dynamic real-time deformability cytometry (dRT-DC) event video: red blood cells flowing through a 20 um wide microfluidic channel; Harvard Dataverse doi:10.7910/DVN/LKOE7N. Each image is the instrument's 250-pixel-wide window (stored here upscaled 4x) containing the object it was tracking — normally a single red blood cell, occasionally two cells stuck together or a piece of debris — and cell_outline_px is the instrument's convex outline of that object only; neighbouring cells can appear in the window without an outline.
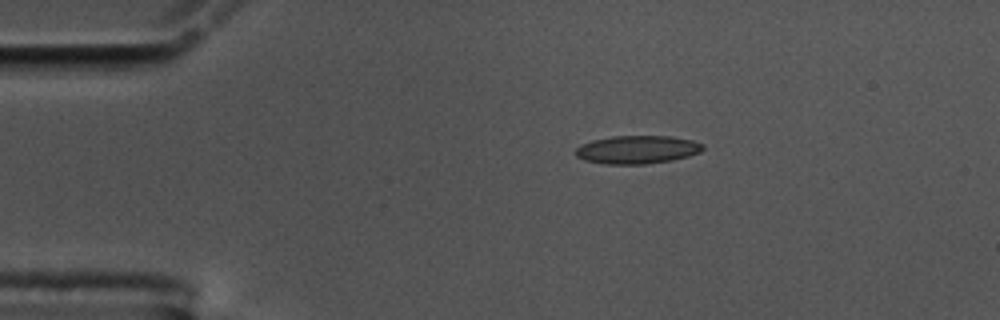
{"species": "common noctule bat (a hibernating species)", "species_latin": "Nyctalus noctula", "temperature_condition": "cold", "stored_images_in_passage": 46, "camera_frame_rate_fps": 3000, "um_per_image_px": 0.085, "animal": {"sex": "male", "body_mass_g": 17.5, "forearm_length_mm": 52.3}, "frame": {"image": 1, "passage_image": 1, "time_ms": 0.0, "image_size_px": [1000, 320], "cell_outline_px": [[704, 148], [700, 152], [688, 156], [672, 160], [644, 164], [604, 164], [584, 160], [576, 156], [576, 148], [580, 144], [592, 140], [612, 136], [672, 136], [692, 140], [704, 144]], "centroid_in_image_um": [54.16, 12.71], "position_along_channel_um": 30.8, "area_um2": 20.98}}
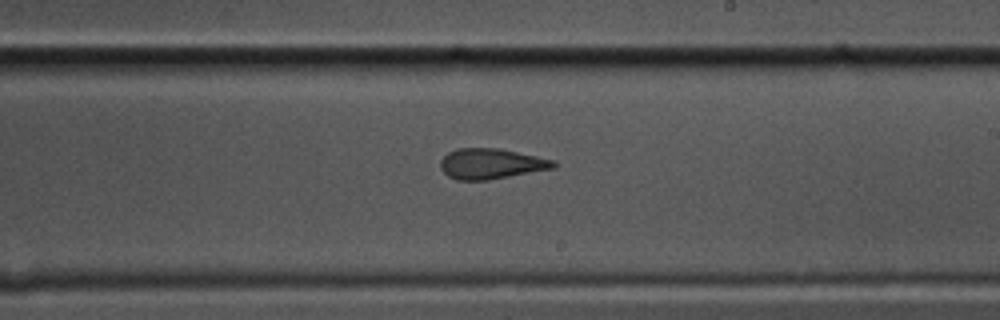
{"frame": {"image": 2, "passage_image": 23, "time_ms": 7.333, "image_size_px": [1000, 320], "cell_outline_px": [[556, 168], [488, 180], [456, 180], [448, 176], [440, 168], [440, 160], [448, 152], [456, 148], [500, 148], [556, 160]], "centroid_in_image_um": [41.75, 13.91], "position_along_channel_um": 247.2, "area_um2": 20.29}}
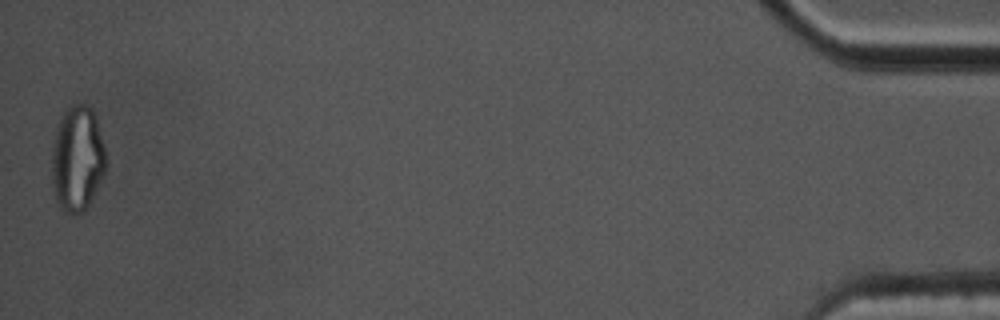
{"frame": {"image": 3, "passage_image": 46, "time_ms": 15.0, "image_size_px": [1000, 320], "cell_outline_px": [[104, 172], [88, 204], [80, 212], [64, 212], [60, 208], [56, 200], [52, 188], [52, 148], [56, 128], [60, 116], [72, 104], [88, 104], [92, 108], [96, 116], [104, 148]], "centroid_in_image_um": [6.53, 13.43], "position_along_channel_um": 428.7, "area_um2": 32.83}, "authors_computed_cell_mechanics": {"area_um2": 20.5768, "velocity_mm_per_s": 3.5894, "shape_relaxation_time_tau1_ms": 6.7117, "shape_relaxation_time_tau2_ms": 2.1103, "deformation_change_tau1": 0.1918, "deformation_change_tau2": 0.112}}